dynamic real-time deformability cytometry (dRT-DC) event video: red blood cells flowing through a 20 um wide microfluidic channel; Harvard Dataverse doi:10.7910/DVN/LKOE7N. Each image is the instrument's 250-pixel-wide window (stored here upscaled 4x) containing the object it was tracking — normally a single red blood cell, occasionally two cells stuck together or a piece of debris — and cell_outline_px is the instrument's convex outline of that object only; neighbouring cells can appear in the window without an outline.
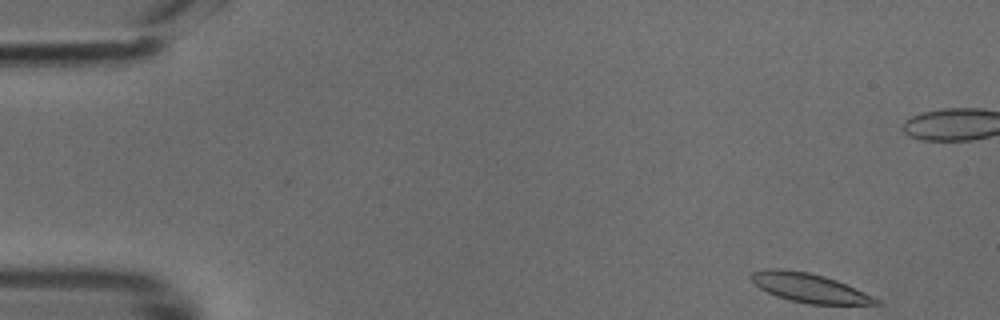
{"species": "common noctule bat (a hibernating species)", "species_latin": "Nyctalus noctula", "temperature_condition": "cold", "stored_images_in_passage": 47, "camera_frame_rate_fps": 3000, "um_per_image_px": 0.085, "animal": {"sex": "male", "body_mass_g": 18.8}, "frame": {"image": 1, "passage_image": 1, "time_ms": 0.0, "image_size_px": [1000, 320], "cell_outline_px": [[884, 304], [808, 304], [788, 300], [776, 296], [760, 288], [748, 276], [752, 272], [764, 268], [784, 268], [808, 272], [824, 276], [836, 280], [872, 296], [880, 300]], "centroid_in_image_um": [68.74, 24.46], "position_along_channel_um": 16.3, "area_um2": 21.1}}
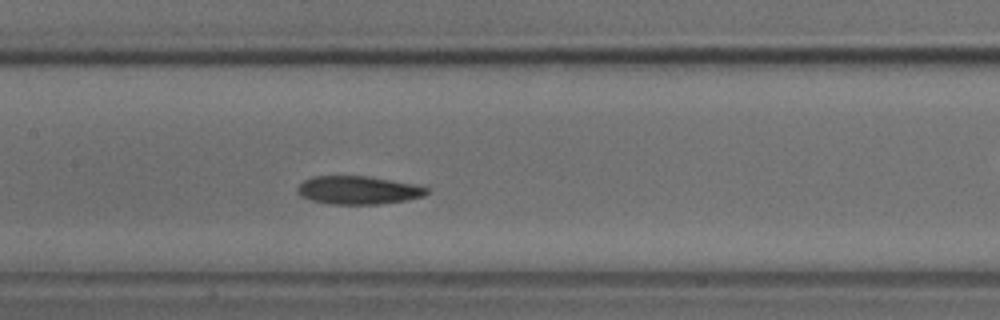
{"frame": {"image": 2, "passage_image": 21, "time_ms": 6.667, "image_size_px": [1000, 320], "cell_outline_px": [[428, 192], [424, 196], [404, 200], [380, 204], [332, 204], [312, 200], [300, 196], [296, 192], [296, 188], [304, 180], [312, 176], [368, 176], [412, 184], [428, 188]], "centroid_in_image_um": [30.4, 16.16], "position_along_channel_um": 177.0, "area_um2": 21.1}}
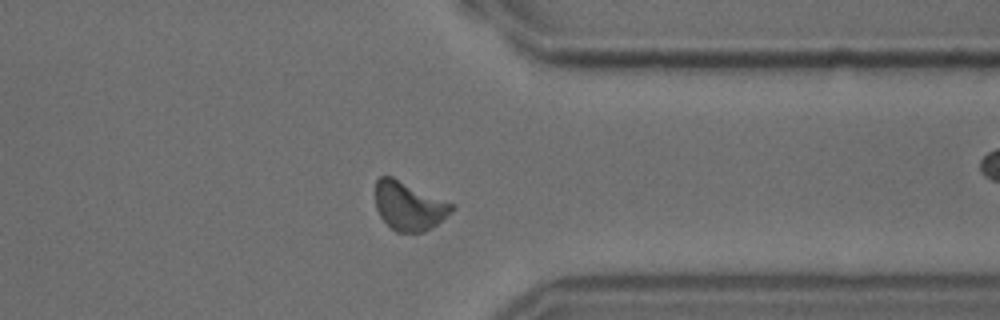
{"frame": {"image": 3, "passage_image": 36, "time_ms": 11.667, "image_size_px": [1000, 320], "cell_outline_px": [[456, 208], [452, 212], [432, 228], [424, 232], [396, 232], [380, 216], [376, 208], [376, 180], [380, 176], [392, 176], [456, 204]], "centroid_in_image_um": [34.8, 17.5], "position_along_channel_um": 376.6, "area_um2": 21.85}}